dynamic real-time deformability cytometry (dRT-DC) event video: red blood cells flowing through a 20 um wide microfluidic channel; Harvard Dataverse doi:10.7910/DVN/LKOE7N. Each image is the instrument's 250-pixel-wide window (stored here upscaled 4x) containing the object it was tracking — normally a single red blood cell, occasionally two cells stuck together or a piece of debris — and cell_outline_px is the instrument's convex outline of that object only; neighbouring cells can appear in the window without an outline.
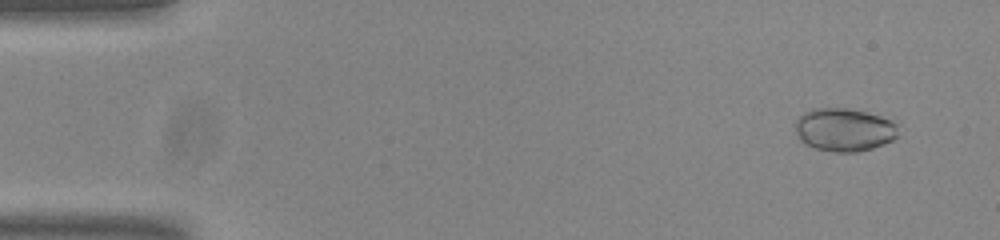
{"species": "common noctule bat (a hibernating species)", "species_latin": "Nyctalus noctula", "temperature_condition": "room temperature", "stored_images_in_passage": 54, "camera_frame_rate_fps": 3000, "um_per_image_px": 0.085, "animal": {"sex": "male", "body_mass_g": 20.0, "forearm_length_mm": 53.3}, "frame": {"image": 1, "passage_image": 4, "time_ms": 1.0, "image_size_px": [1000, 240], "cell_outline_px": [[896, 136], [892, 140], [884, 144], [872, 148], [856, 152], [836, 152], [816, 148], [800, 140], [796, 132], [796, 120], [804, 112], [812, 108], [848, 108], [880, 116], [896, 124]], "centroid_in_image_um": [71.73, 11.02], "position_along_channel_um": 13.3, "area_um2": 25.49}}
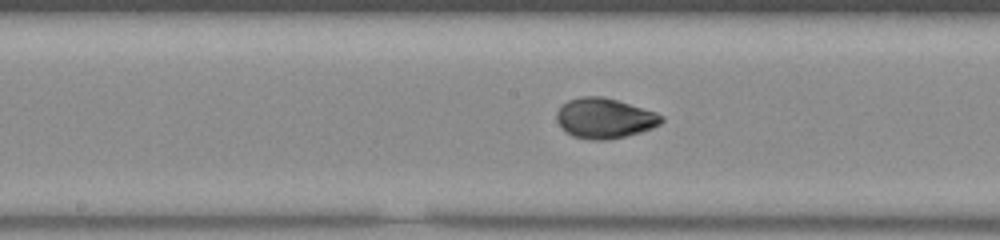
{"frame": {"image": 2, "passage_image": 28, "time_ms": 9.0, "image_size_px": [1000, 240], "cell_outline_px": [[664, 120], [660, 124], [652, 128], [640, 132], [608, 140], [588, 140], [572, 136], [564, 132], [556, 120], [556, 112], [568, 100], [580, 96], [600, 96], [616, 100], [656, 112], [664, 116]], "centroid_in_image_um": [51.37, 10.06], "position_along_channel_um": 196.8, "area_um2": 24.62}}
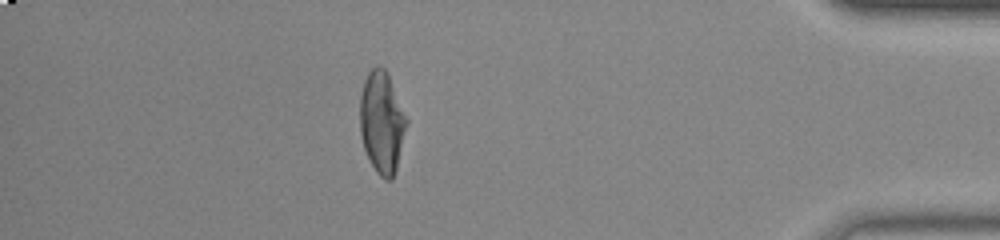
{"frame": {"image": 3, "passage_image": 48, "time_ms": 15.667, "image_size_px": [1000, 240], "cell_outline_px": [[408, 120], [396, 172], [392, 180], [384, 180], [376, 172], [364, 148], [360, 136], [360, 96], [364, 80], [368, 72], [376, 64], [380, 64], [388, 72]], "centroid_in_image_um": [32.46, 10.37], "position_along_channel_um": 402.7, "area_um2": 27.98}, "authors_computed_cell_mechanics": {"area_um2": 25.432, "velocity_mm_per_s": 3.7643, "shape_relaxation_time_tau1_ms": 3.6813, "shape_relaxation_time_tau2_ms": null, "deformation_change_tau1": 0.1304, "deformation_change_tau2": null}}